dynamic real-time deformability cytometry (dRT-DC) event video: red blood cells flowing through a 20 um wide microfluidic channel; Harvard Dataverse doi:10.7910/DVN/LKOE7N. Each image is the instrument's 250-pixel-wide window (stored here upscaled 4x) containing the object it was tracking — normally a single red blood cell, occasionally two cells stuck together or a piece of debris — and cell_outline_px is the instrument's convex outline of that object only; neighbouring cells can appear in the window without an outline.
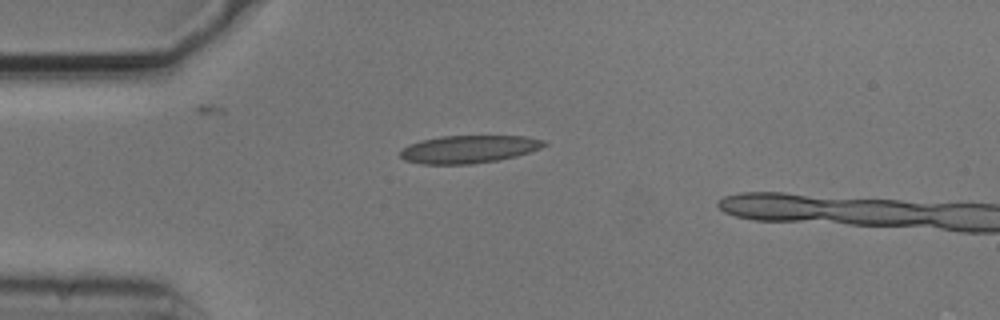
{"species": "common noctule bat (a hibernating species)", "species_latin": "Nyctalus noctula", "temperature_condition": "cold", "stored_images_in_passage": 5, "camera_frame_rate_fps": 3000, "um_per_image_px": 0.085, "animal": {"sex": "male", "body_mass_g": 20.5, "forearm_length_mm": 52.5}, "frame": {"image": 1, "passage_image": 1, "time_ms": 0.0, "image_size_px": [1000, 320], "cell_outline_px": [[548, 144], [540, 148], [516, 156], [500, 160], [472, 164], [424, 164], [404, 160], [400, 156], [400, 152], [408, 144], [420, 140], [440, 136], [524, 136], [544, 140]], "centroid_in_image_um": [39.83, 12.68], "position_along_channel_um": 45.2, "area_um2": 23.29}}
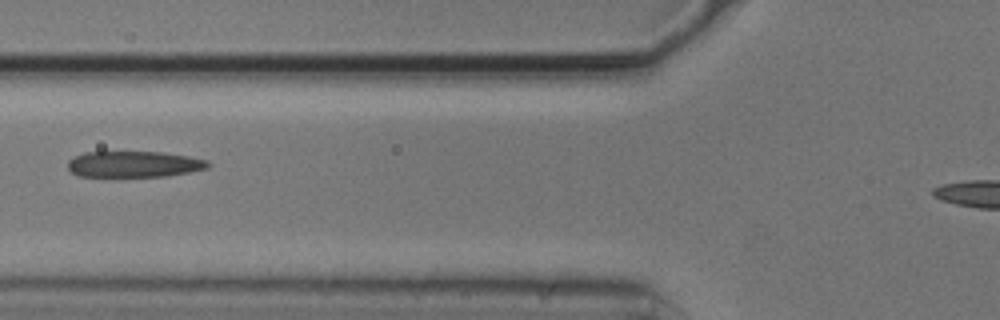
{"frame": {"image": 2, "passage_image": 3, "time_ms": 0.667, "image_size_px": [1000, 320], "cell_outline_px": [[212, 164], [208, 168], [188, 172], [164, 176], [76, 176], [68, 168], [68, 160], [84, 152], [160, 152], [188, 156], [208, 160]], "centroid_in_image_um": [11.4, 13.95], "position_along_channel_um": 114.4, "area_um2": 21.21}}
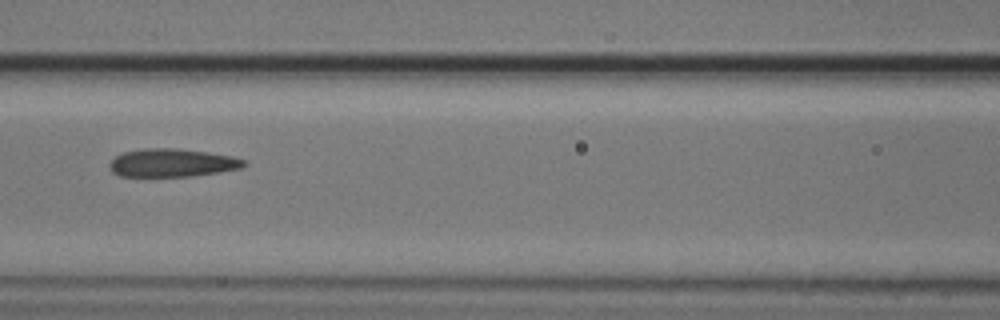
{"frame": {"image": 3, "passage_image": 4, "time_ms": 1.0, "image_size_px": [1000, 320], "cell_outline_px": [[248, 164], [244, 168], [220, 172], [192, 176], [120, 176], [112, 172], [108, 164], [116, 156], [124, 152], [144, 148], [176, 148], [232, 156], [244, 160]], "centroid_in_image_um": [14.65, 13.84], "position_along_channel_um": 152.0, "area_um2": 22.02}}